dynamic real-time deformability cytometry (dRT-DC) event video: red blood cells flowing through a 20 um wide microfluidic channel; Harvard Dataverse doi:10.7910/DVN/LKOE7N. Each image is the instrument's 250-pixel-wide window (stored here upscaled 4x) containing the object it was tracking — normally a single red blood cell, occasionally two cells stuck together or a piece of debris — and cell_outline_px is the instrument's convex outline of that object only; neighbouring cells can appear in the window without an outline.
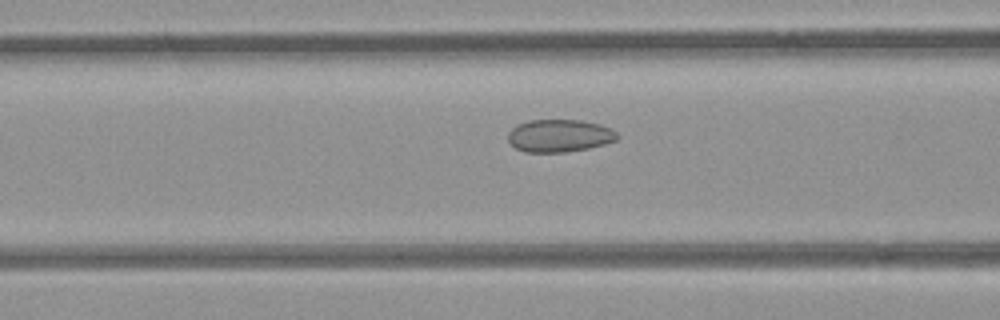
{"species": "common noctule bat (a hibernating species)", "species_latin": "Nyctalus noctula", "temperature_condition": "room temperature", "stored_images_in_passage": 50, "camera_frame_rate_fps": 3000, "um_per_image_px": 0.085, "animal": {"sex": "female", "body_mass_g": 21.9}, "frame": {"image": 1, "passage_image": 18, "time_ms": 5.667, "image_size_px": [1000, 320], "cell_outline_px": [[620, 136], [616, 140], [604, 144], [588, 148], [564, 152], [524, 152], [516, 148], [508, 140], [508, 132], [516, 124], [528, 120], [580, 120], [600, 124], [612, 128]], "centroid_in_image_um": [47.55, 11.53], "position_along_channel_um": 119.1, "area_um2": 20.87}}
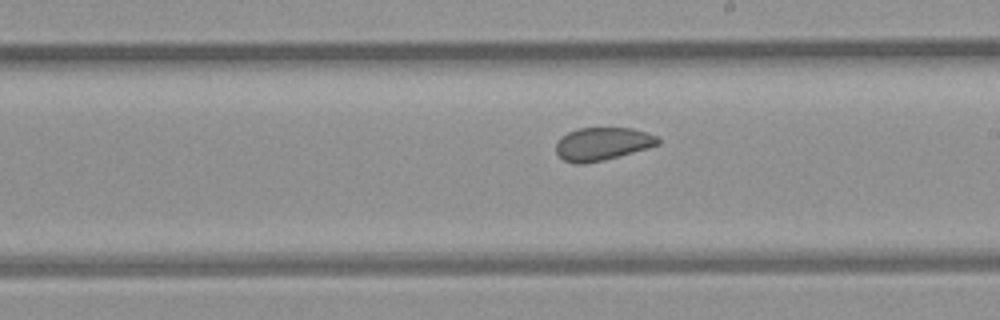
{"frame": {"image": 2, "passage_image": 27, "time_ms": 8.667, "image_size_px": [1000, 320], "cell_outline_px": [[660, 144], [648, 148], [620, 156], [604, 160], [584, 164], [576, 164], [564, 160], [556, 152], [556, 144], [560, 136], [568, 132], [580, 128], [632, 128], [656, 136], [660, 140]], "centroid_in_image_um": [51.19, 12.23], "position_along_channel_um": 237.8, "area_um2": 19.59}}
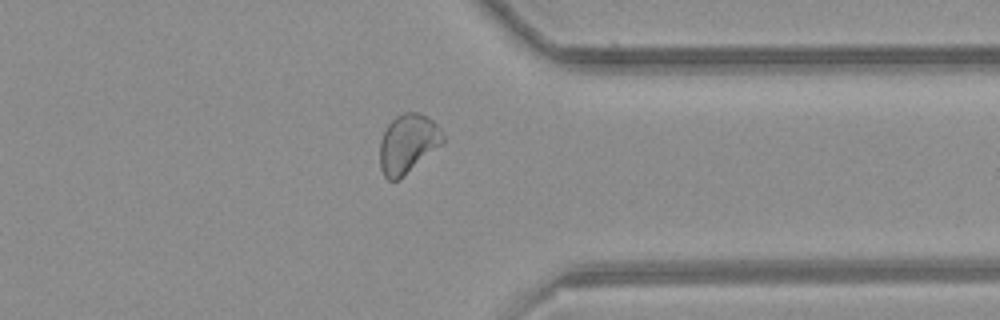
{"frame": {"image": 3, "passage_image": 38, "time_ms": 12.333, "image_size_px": [1000, 320], "cell_outline_px": [[444, 144], [396, 180], [388, 180], [384, 176], [380, 168], [380, 140], [388, 124], [396, 116], [404, 112], [420, 112], [432, 120], [440, 128], [444, 136]], "centroid_in_image_um": [34.68, 12.18], "position_along_channel_um": 376.7, "area_um2": 21.56}, "authors_computed_cell_mechanics": {"area_um2": 21.964, "velocity_mm_per_s": 3.9501, "shape_relaxation_time_tau1_ms": null, "shape_relaxation_time_tau2_ms": 1.5826, "deformation_change_tau1": null, "deformation_change_tau2": 0.0502}}